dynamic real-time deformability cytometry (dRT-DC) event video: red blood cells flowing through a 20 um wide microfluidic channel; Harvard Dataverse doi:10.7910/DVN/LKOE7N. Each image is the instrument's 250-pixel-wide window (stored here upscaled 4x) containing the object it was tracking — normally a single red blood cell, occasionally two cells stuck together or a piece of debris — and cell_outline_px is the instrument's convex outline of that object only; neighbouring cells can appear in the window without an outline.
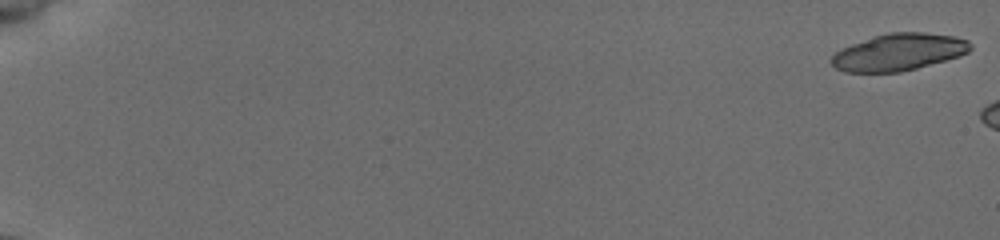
{"species": "common noctule bat (a hibernating species)", "species_latin": "Nyctalus noctula", "temperature_condition": "cold", "stored_images_in_passage": 7, "camera_frame_rate_fps": 3000, "um_per_image_px": 0.085, "animal": {"sex": "female", "body_mass_g": 19.5, "forearm_length_mm": 54.1}, "frame": {"image": 1, "passage_image": 1, "time_ms": 0.0, "image_size_px": [1000, 240], "cell_outline_px": [[972, 48], [968, 52], [960, 56], [916, 68], [900, 72], [844, 72], [836, 68], [828, 60], [836, 52], [852, 44], [888, 32], [924, 32], [956, 36], [968, 40], [972, 44]], "centroid_in_image_um": [76.42, 4.43], "position_along_channel_um": 8.6, "area_um2": 29.88}}